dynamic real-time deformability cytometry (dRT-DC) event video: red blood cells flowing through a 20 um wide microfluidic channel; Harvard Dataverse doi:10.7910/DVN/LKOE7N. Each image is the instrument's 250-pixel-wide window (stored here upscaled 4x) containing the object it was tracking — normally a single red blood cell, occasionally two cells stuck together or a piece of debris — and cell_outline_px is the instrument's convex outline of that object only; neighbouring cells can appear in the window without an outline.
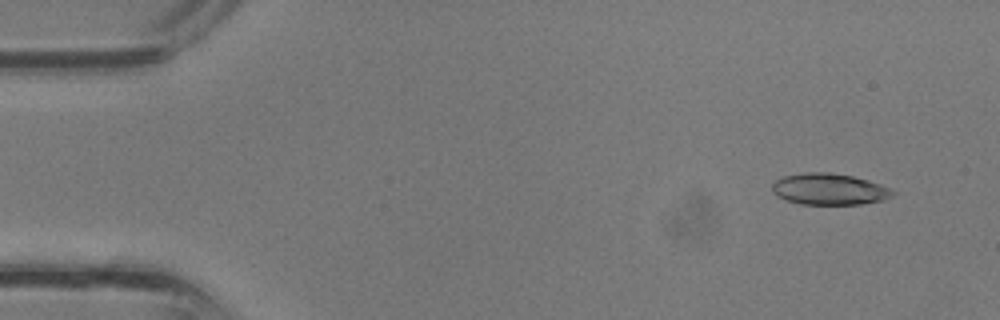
{"species": "common noctule bat (a hibernating species)", "species_latin": "Nyctalus noctula", "temperature_condition": "room temperature", "stored_images_in_passage": 35, "camera_frame_rate_fps": 3000, "um_per_image_px": 0.085, "animal": {"sex": "male", "body_mass_g": 13.3}, "frame": {"image": 1, "passage_image": 1, "time_ms": 0.0, "image_size_px": [1000, 320], "cell_outline_px": [[896, 192], [892, 196], [884, 200], [860, 204], [800, 204], [776, 196], [772, 192], [772, 184], [776, 180], [784, 176], [804, 172], [832, 172], [852, 176], [868, 180], [880, 184]], "centroid_in_image_um": [70.47, 16.07], "position_along_channel_um": 14.5, "area_um2": 22.08}}
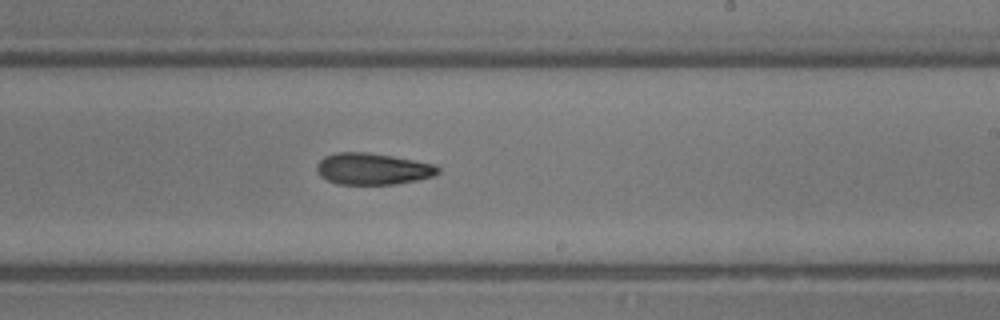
{"frame": {"image": 2, "passage_image": 20, "time_ms": 6.333, "image_size_px": [1000, 320], "cell_outline_px": [[440, 172], [432, 176], [416, 180], [396, 184], [336, 184], [320, 176], [316, 168], [316, 164], [324, 156], [336, 152], [368, 152], [392, 156], [432, 164], [440, 168]], "centroid_in_image_um": [31.63, 14.35], "position_along_channel_um": 257.4, "area_um2": 22.2}}
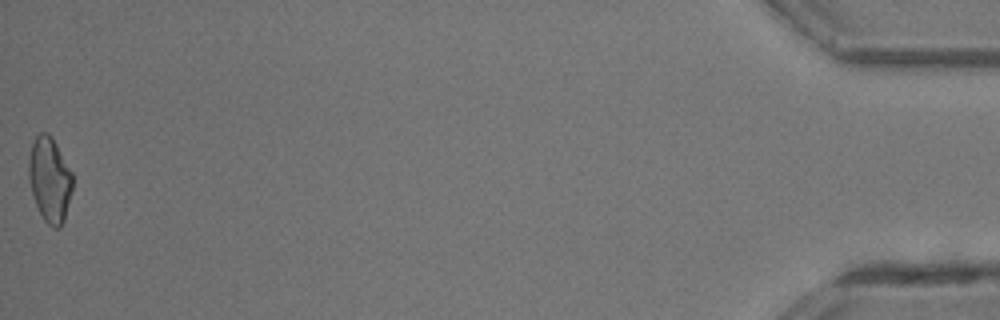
{"frame": {"image": 3, "passage_image": 35, "time_ms": 11.333, "image_size_px": [1000, 320], "cell_outline_px": [[72, 188], [64, 220], [60, 228], [56, 228], [48, 224], [44, 220], [36, 204], [28, 180], [28, 160], [32, 144], [36, 136], [40, 132], [48, 132], [52, 136], [72, 172]], "centroid_in_image_um": [4.21, 15.24], "position_along_channel_um": 431.0, "area_um2": 21.62}}